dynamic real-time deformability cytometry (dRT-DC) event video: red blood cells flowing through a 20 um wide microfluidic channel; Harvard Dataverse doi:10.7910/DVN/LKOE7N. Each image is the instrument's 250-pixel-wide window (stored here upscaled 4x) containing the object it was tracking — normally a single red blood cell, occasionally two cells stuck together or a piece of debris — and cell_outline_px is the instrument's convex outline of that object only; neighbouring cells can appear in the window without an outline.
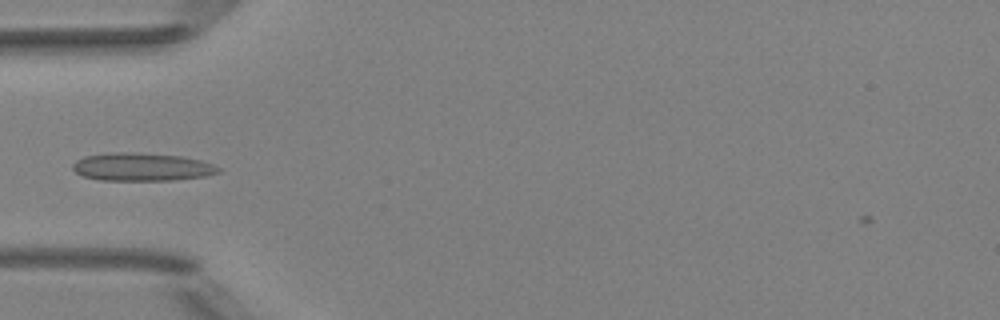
{"species": "Egyptian fruit bat (a non-hibernating species)", "species_latin": "Rousettus aegyptiacus", "temperature_condition": "room temperature", "stored_images_in_passage": 39, "camera_frame_rate_fps": 3000, "um_per_image_px": 0.085, "animal": {"sex": "female"}, "frame": {"image": 1, "passage_image": 5, "time_ms": 1.333, "image_size_px": [1000, 320], "cell_outline_px": [[220, 172], [204, 176], [172, 180], [100, 180], [84, 176], [76, 172], [72, 168], [72, 164], [76, 160], [84, 156], [116, 152], [136, 152], [180, 156], [200, 160], [212, 164], [220, 168]], "centroid_in_image_um": [12.04, 14.18], "position_along_channel_um": 73.0, "area_um2": 23.64}}
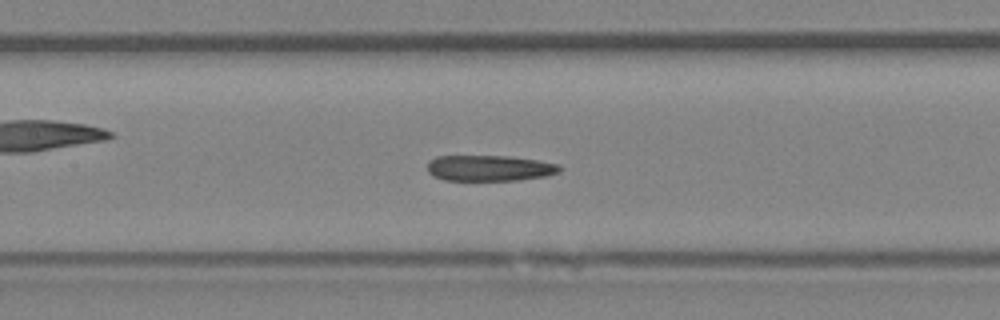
{"frame": {"image": 2, "passage_image": 12, "time_ms": 3.667, "image_size_px": [1000, 320], "cell_outline_px": [[564, 168], [560, 172], [544, 176], [516, 180], [444, 180], [432, 176], [428, 172], [428, 160], [436, 156], [508, 156], [536, 160], [560, 164]], "centroid_in_image_um": [41.6, 14.28], "position_along_channel_um": 165.8, "area_um2": 20.0}}
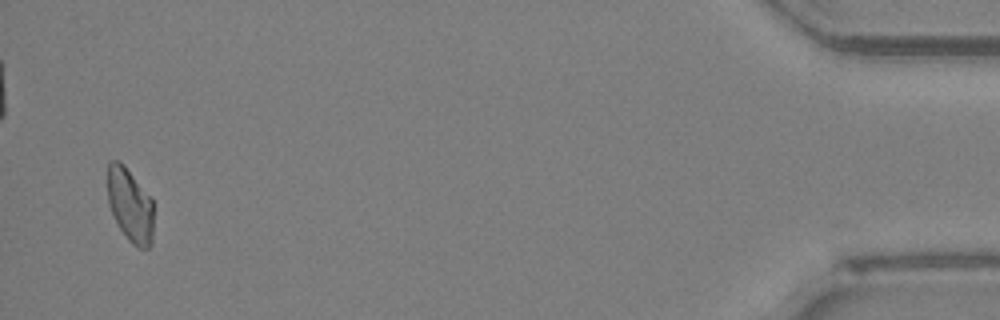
{"frame": {"image": 3, "passage_image": 38, "time_ms": 12.333, "image_size_px": [1000, 320], "cell_outline_px": [[152, 244], [148, 248], [136, 248], [128, 240], [120, 228], [108, 204], [108, 164], [112, 160], [120, 160], [124, 164], [152, 196]], "centroid_in_image_um": [11.07, 17.41], "position_along_channel_um": 424.1, "area_um2": 19.94}}